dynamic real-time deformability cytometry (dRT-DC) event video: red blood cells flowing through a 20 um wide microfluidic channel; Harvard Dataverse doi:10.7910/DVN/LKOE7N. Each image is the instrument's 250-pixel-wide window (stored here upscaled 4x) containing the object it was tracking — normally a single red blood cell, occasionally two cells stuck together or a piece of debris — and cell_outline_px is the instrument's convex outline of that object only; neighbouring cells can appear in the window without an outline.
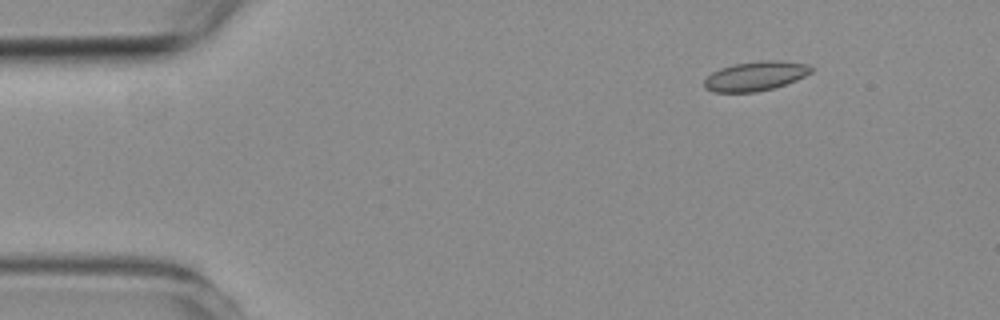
{"species": "common noctule bat (a hibernating species)", "species_latin": "Nyctalus noctula", "temperature_condition": "room temperature", "stored_images_in_passage": 4, "camera_frame_rate_fps": 3000, "um_per_image_px": 0.085, "animal": {"sex": "female", "body_mass_g": 19.3, "forearm_length_mm": 54.1}, "frame": {"image": 1, "passage_image": 1, "time_ms": 0.0, "image_size_px": [1000, 320], "cell_outline_px": [[812, 72], [796, 80], [772, 88], [756, 92], [712, 92], [704, 88], [704, 80], [712, 72], [720, 68], [732, 64], [760, 60], [780, 60], [808, 64], [812, 68]], "centroid_in_image_um": [64.19, 6.45], "position_along_channel_um": 20.8, "area_um2": 18.38}}